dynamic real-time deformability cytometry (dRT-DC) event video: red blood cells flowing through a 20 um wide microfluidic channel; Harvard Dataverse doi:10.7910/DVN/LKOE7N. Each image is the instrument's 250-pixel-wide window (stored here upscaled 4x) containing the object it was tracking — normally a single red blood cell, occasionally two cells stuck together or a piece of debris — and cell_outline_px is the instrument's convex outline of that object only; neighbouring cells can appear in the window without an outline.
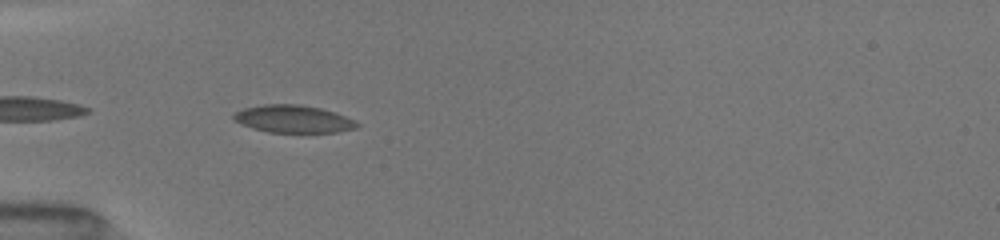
{"species": "common noctule bat (a hibernating species)", "species_latin": "Nyctalus noctula", "temperature_condition": "room temperature", "stored_images_in_passage": 3, "camera_frame_rate_fps": 3000, "um_per_image_px": 0.085, "animal": {"sex": "female", "body_mass_g": 19.5, "forearm_length_mm": 54.1}, "frame": {"image": 1, "passage_image": 2, "time_ms": 0.333, "image_size_px": [1000, 240], "cell_outline_px": [[360, 124], [356, 128], [336, 132], [268, 132], [252, 128], [240, 124], [232, 116], [236, 112], [244, 108], [264, 104], [300, 104], [320, 108], [356, 120]], "centroid_in_image_um": [24.93, 10.11], "position_along_channel_um": 60.1, "area_um2": 19.65}}